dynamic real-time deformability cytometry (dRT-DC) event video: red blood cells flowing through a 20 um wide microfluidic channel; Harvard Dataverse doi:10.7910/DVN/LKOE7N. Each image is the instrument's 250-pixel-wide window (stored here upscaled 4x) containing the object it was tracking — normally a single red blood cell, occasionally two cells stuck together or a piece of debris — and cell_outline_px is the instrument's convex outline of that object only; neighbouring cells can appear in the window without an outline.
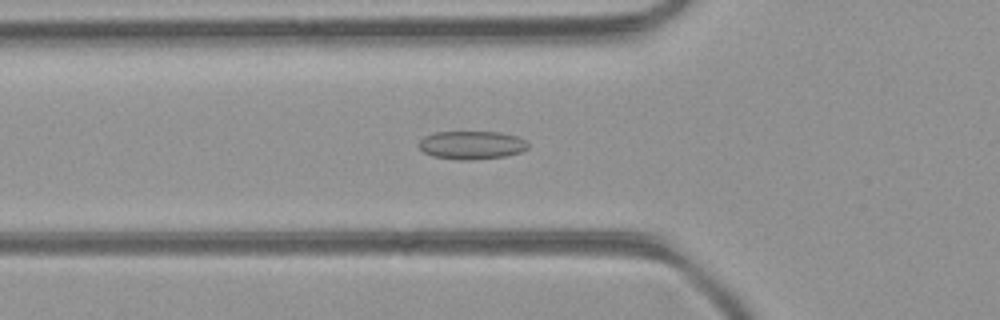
{"species": "common noctule bat (a hibernating species)", "species_latin": "Nyctalus noctula", "temperature_condition": "room temperature", "stored_images_in_passage": 43, "camera_frame_rate_fps": 3000, "um_per_image_px": 0.085, "animal": {"sex": "female", "body_mass_g": 21.9}, "frame": {"image": 1, "passage_image": 9, "time_ms": 2.667, "image_size_px": [1000, 320], "cell_outline_px": [[528, 148], [520, 152], [504, 156], [468, 160], [460, 160], [432, 156], [424, 152], [420, 148], [420, 140], [424, 136], [436, 132], [500, 132], [516, 136], [524, 140], [528, 144]], "centroid_in_image_um": [40.08, 12.33], "position_along_channel_um": 85.7, "area_um2": 17.8}}
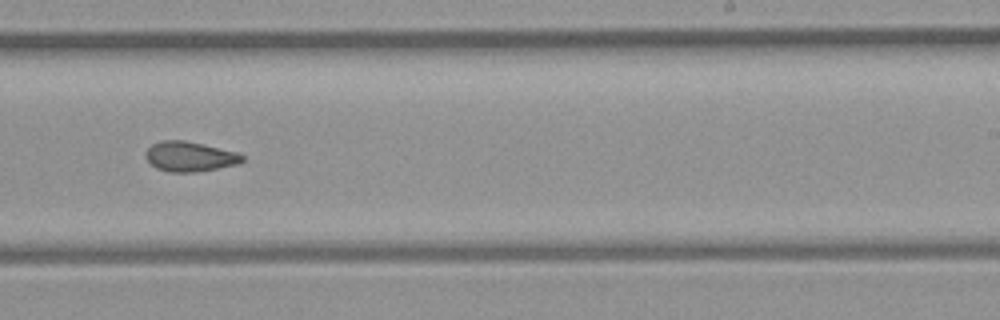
{"frame": {"image": 2, "passage_image": 23, "time_ms": 7.333, "image_size_px": [1000, 320], "cell_outline_px": [[244, 160], [236, 164], [196, 172], [168, 172], [156, 168], [144, 156], [144, 152], [152, 144], [160, 140], [184, 140], [204, 144], [236, 152], [244, 156]], "centroid_in_image_um": [16.09, 13.29], "position_along_channel_um": 272.9, "area_um2": 16.82}}
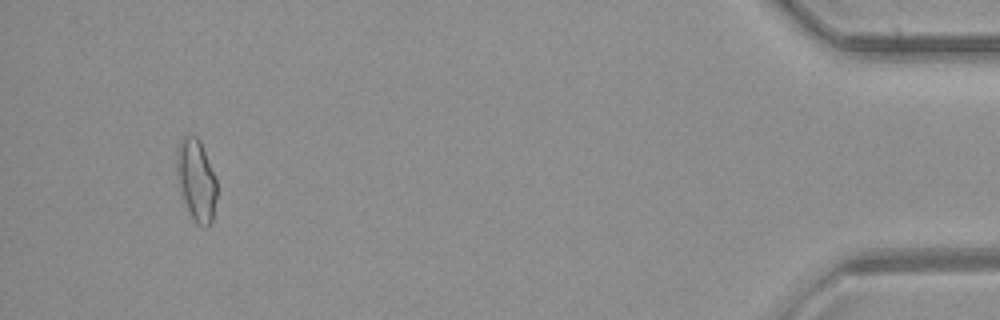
{"frame": {"image": 3, "passage_image": 40, "time_ms": 13.0, "image_size_px": [1000, 320], "cell_outline_px": [[216, 196], [212, 220], [208, 228], [204, 228], [196, 224], [188, 212], [180, 188], [176, 168], [176, 156], [180, 140], [184, 136], [196, 136], [200, 140], [216, 176]], "centroid_in_image_um": [16.69, 15.33], "position_along_channel_um": 418.5, "area_um2": 19.13}, "authors_computed_cell_mechanics": {"area_um2": 17.2244, "velocity_mm_per_s": 3.9977, "shape_relaxation_time_tau1_ms": null, "shape_relaxation_time_tau2_ms": 3.0216, "deformation_change_tau1": null, "deformation_change_tau2": 0.0894}}